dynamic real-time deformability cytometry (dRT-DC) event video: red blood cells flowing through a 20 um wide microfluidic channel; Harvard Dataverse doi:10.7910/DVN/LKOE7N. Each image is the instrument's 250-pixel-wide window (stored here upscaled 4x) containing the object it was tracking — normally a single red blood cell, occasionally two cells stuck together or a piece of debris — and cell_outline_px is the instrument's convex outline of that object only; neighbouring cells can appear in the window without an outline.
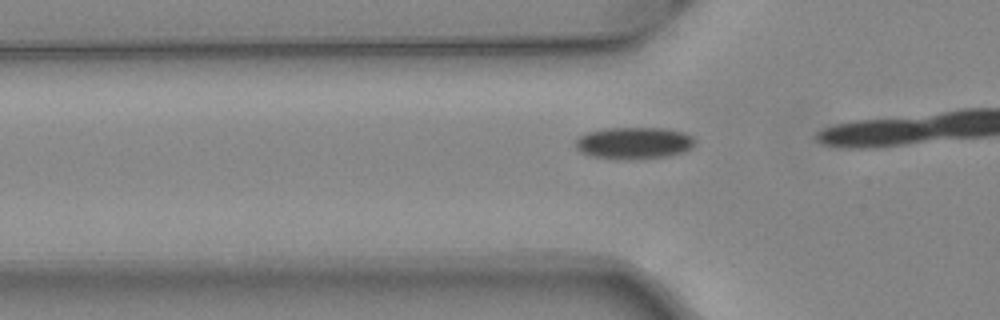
{"species": "common noctule bat (a hibernating species)", "species_latin": "Nyctalus noctula", "temperature_condition": "warm", "stored_images_in_passage": 16, "camera_frame_rate_fps": 3000, "um_per_image_px": 0.085, "animal": {"sex": "female", "body_mass_g": 24.6, "forearm_length_mm": 56.2}, "frame": {"image": 1, "passage_image": 14, "time_ms": 4.333, "image_size_px": [1000, 320], "cell_outline_px": [[696, 144], [692, 148], [684, 152], [668, 156], [628, 160], [616, 160], [592, 156], [580, 152], [576, 148], [576, 140], [580, 136], [588, 132], [604, 128], [664, 128], [684, 132], [692, 136], [696, 140]], "centroid_in_image_um": [53.91, 12.17], "position_along_channel_um": 71.9, "area_um2": 22.54}}